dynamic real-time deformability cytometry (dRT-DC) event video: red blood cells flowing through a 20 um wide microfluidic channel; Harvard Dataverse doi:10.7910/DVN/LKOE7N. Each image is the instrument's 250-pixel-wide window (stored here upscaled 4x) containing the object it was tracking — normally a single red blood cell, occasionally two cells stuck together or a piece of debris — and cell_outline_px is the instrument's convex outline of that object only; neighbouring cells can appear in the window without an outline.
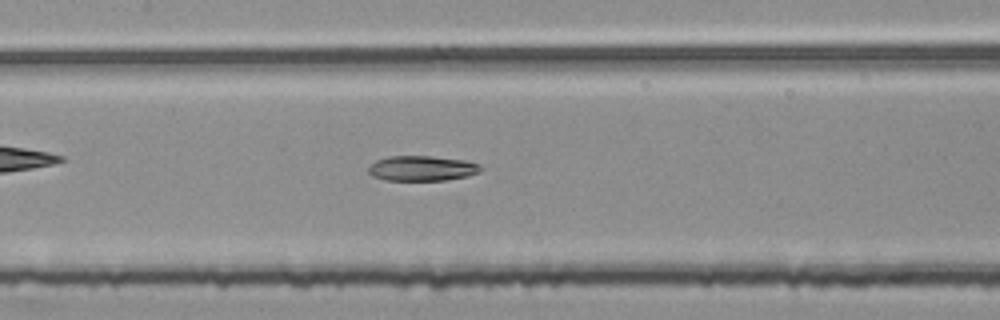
{"species": "common noctule bat (a hibernating species)", "species_latin": "Nyctalus noctula", "temperature_condition": "room temperature", "stored_images_in_passage": 53, "camera_frame_rate_fps": 3000, "um_per_image_px": 0.085, "animal": {"sex": "female", "body_mass_g": 25.1}, "frame": {"image": 1, "passage_image": 26, "time_ms": 8.333, "image_size_px": [1000, 320], "cell_outline_px": [[484, 168], [468, 176], [444, 180], [384, 180], [372, 176], [368, 172], [368, 168], [376, 160], [388, 156], [432, 156], [464, 160], [480, 164]], "centroid_in_image_um": [35.85, 14.3], "position_along_channel_um": 171.5, "area_um2": 16.42}}
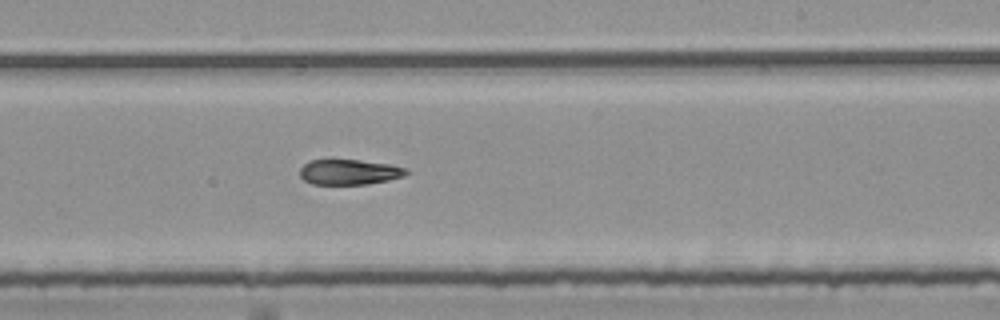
{"frame": {"image": 2, "passage_image": 33, "time_ms": 10.667, "image_size_px": [1000, 320], "cell_outline_px": [[408, 172], [404, 176], [388, 180], [368, 184], [312, 184], [304, 180], [300, 176], [300, 168], [308, 160], [360, 160], [392, 164], [408, 168]], "centroid_in_image_um": [29.7, 14.62], "position_along_channel_um": 259.3, "area_um2": 15.78}}
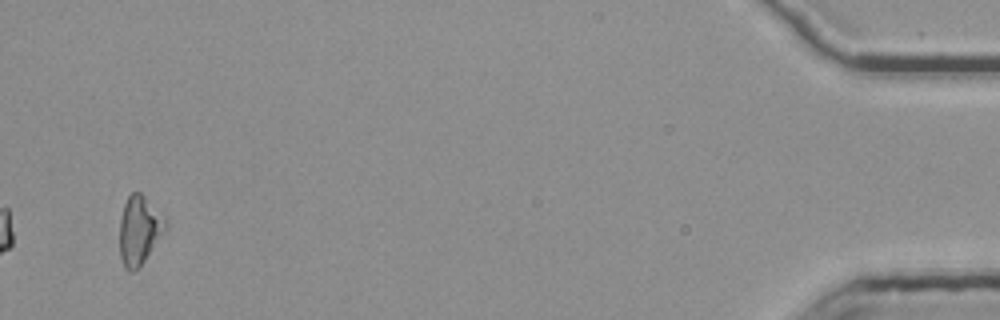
{"frame": {"image": 3, "passage_image": 53, "time_ms": 17.333, "image_size_px": [1000, 320], "cell_outline_px": [[168, 228], [140, 268], [132, 272], [124, 268], [120, 256], [120, 220], [124, 204], [128, 196], [132, 192], [140, 192], [168, 220]], "centroid_in_image_um": [11.87, 19.6], "position_along_channel_um": 423.3, "area_um2": 18.67}}